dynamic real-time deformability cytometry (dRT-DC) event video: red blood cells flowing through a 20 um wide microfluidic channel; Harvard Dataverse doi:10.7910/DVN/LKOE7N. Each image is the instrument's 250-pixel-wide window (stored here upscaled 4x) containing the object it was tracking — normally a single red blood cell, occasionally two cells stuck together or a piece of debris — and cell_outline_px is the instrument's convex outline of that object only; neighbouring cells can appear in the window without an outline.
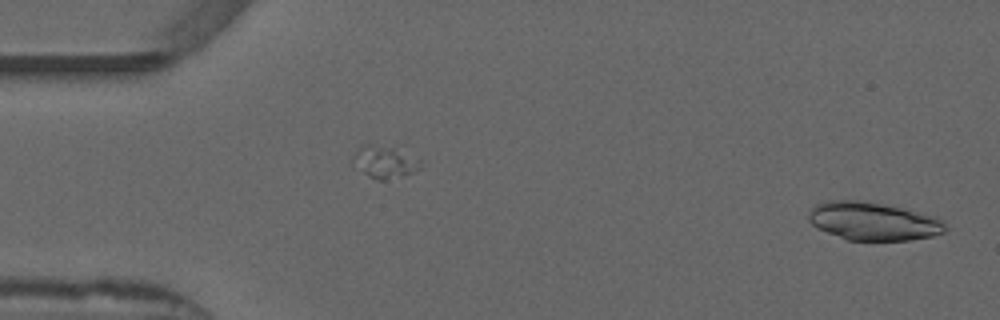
{"species": "common noctule bat (a hibernating species)", "species_latin": "Nyctalus noctula", "temperature_condition": "warm", "stored_images_in_passage": 51, "camera_frame_rate_fps": 3000, "um_per_image_px": 0.085, "animal": {"sex": "male", "forearm_length_mm": 52.5}, "frame": {"image": 1, "passage_image": 1, "time_ms": 0.0, "image_size_px": [1000, 320], "cell_outline_px": [[948, 228], [944, 232], [932, 236], [908, 240], [848, 240], [816, 228], [808, 220], [808, 212], [816, 204], [824, 200], [860, 200], [884, 204], [904, 208], [936, 216], [944, 220]], "centroid_in_image_um": [74.23, 18.79], "position_along_channel_um": 10.8, "area_um2": 30.69}}